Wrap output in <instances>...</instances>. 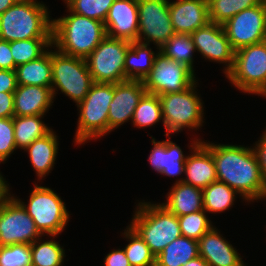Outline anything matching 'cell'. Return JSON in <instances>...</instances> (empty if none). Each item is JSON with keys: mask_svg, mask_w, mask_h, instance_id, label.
Instances as JSON below:
<instances>
[{"mask_svg": "<svg viewBox=\"0 0 266 266\" xmlns=\"http://www.w3.org/2000/svg\"><path fill=\"white\" fill-rule=\"evenodd\" d=\"M201 142L212 153L217 181L237 191L245 201L266 199V185L253 148Z\"/></svg>", "mask_w": 266, "mask_h": 266, "instance_id": "1", "label": "cell"}, {"mask_svg": "<svg viewBox=\"0 0 266 266\" xmlns=\"http://www.w3.org/2000/svg\"><path fill=\"white\" fill-rule=\"evenodd\" d=\"M53 19V48L66 55L86 59L107 36L104 22L72 12Z\"/></svg>", "mask_w": 266, "mask_h": 266, "instance_id": "2", "label": "cell"}, {"mask_svg": "<svg viewBox=\"0 0 266 266\" xmlns=\"http://www.w3.org/2000/svg\"><path fill=\"white\" fill-rule=\"evenodd\" d=\"M48 8L37 0H17L0 14V39L13 42L34 38H52L53 20Z\"/></svg>", "mask_w": 266, "mask_h": 266, "instance_id": "3", "label": "cell"}, {"mask_svg": "<svg viewBox=\"0 0 266 266\" xmlns=\"http://www.w3.org/2000/svg\"><path fill=\"white\" fill-rule=\"evenodd\" d=\"M130 226L140 235L155 257L182 235L178 217L160 203L139 202Z\"/></svg>", "mask_w": 266, "mask_h": 266, "instance_id": "4", "label": "cell"}, {"mask_svg": "<svg viewBox=\"0 0 266 266\" xmlns=\"http://www.w3.org/2000/svg\"><path fill=\"white\" fill-rule=\"evenodd\" d=\"M113 96L114 84L94 82L84 100L77 104L80 114L75 143L81 145L108 133L109 104Z\"/></svg>", "mask_w": 266, "mask_h": 266, "instance_id": "5", "label": "cell"}, {"mask_svg": "<svg viewBox=\"0 0 266 266\" xmlns=\"http://www.w3.org/2000/svg\"><path fill=\"white\" fill-rule=\"evenodd\" d=\"M197 83L195 81L181 92L159 95L166 136L181 132L183 128L202 127L204 109L202 99L195 91Z\"/></svg>", "mask_w": 266, "mask_h": 266, "instance_id": "6", "label": "cell"}, {"mask_svg": "<svg viewBox=\"0 0 266 266\" xmlns=\"http://www.w3.org/2000/svg\"><path fill=\"white\" fill-rule=\"evenodd\" d=\"M225 76L242 92L266 97L265 42L236 50L233 67Z\"/></svg>", "mask_w": 266, "mask_h": 266, "instance_id": "7", "label": "cell"}, {"mask_svg": "<svg viewBox=\"0 0 266 266\" xmlns=\"http://www.w3.org/2000/svg\"><path fill=\"white\" fill-rule=\"evenodd\" d=\"M93 84L85 59L52 50L53 98L56 96V90L59 89L77 105L84 100Z\"/></svg>", "mask_w": 266, "mask_h": 266, "instance_id": "8", "label": "cell"}, {"mask_svg": "<svg viewBox=\"0 0 266 266\" xmlns=\"http://www.w3.org/2000/svg\"><path fill=\"white\" fill-rule=\"evenodd\" d=\"M26 205L17 199L35 222L36 228L43 235L56 237L68 223L69 212L65 203L52 189L34 185Z\"/></svg>", "mask_w": 266, "mask_h": 266, "instance_id": "9", "label": "cell"}, {"mask_svg": "<svg viewBox=\"0 0 266 266\" xmlns=\"http://www.w3.org/2000/svg\"><path fill=\"white\" fill-rule=\"evenodd\" d=\"M130 42L106 36L85 59L94 82L116 84L125 81V55Z\"/></svg>", "mask_w": 266, "mask_h": 266, "instance_id": "10", "label": "cell"}, {"mask_svg": "<svg viewBox=\"0 0 266 266\" xmlns=\"http://www.w3.org/2000/svg\"><path fill=\"white\" fill-rule=\"evenodd\" d=\"M41 236L32 217L16 197L10 196L0 202V246L31 245Z\"/></svg>", "mask_w": 266, "mask_h": 266, "instance_id": "11", "label": "cell"}, {"mask_svg": "<svg viewBox=\"0 0 266 266\" xmlns=\"http://www.w3.org/2000/svg\"><path fill=\"white\" fill-rule=\"evenodd\" d=\"M194 72L182 63H177L158 52L151 72L142 81L147 93L162 95L181 92L195 81Z\"/></svg>", "mask_w": 266, "mask_h": 266, "instance_id": "12", "label": "cell"}, {"mask_svg": "<svg viewBox=\"0 0 266 266\" xmlns=\"http://www.w3.org/2000/svg\"><path fill=\"white\" fill-rule=\"evenodd\" d=\"M137 4V41L148 45L153 42L160 49L175 34L169 14V0H137Z\"/></svg>", "mask_w": 266, "mask_h": 266, "instance_id": "13", "label": "cell"}, {"mask_svg": "<svg viewBox=\"0 0 266 266\" xmlns=\"http://www.w3.org/2000/svg\"><path fill=\"white\" fill-rule=\"evenodd\" d=\"M232 48L236 51L245 46L264 42L266 37V1L244 9L223 24Z\"/></svg>", "mask_w": 266, "mask_h": 266, "instance_id": "14", "label": "cell"}, {"mask_svg": "<svg viewBox=\"0 0 266 266\" xmlns=\"http://www.w3.org/2000/svg\"><path fill=\"white\" fill-rule=\"evenodd\" d=\"M196 51L209 61L225 63V75L234 64L235 50L232 48L223 25L209 22L191 34Z\"/></svg>", "mask_w": 266, "mask_h": 266, "instance_id": "15", "label": "cell"}, {"mask_svg": "<svg viewBox=\"0 0 266 266\" xmlns=\"http://www.w3.org/2000/svg\"><path fill=\"white\" fill-rule=\"evenodd\" d=\"M146 93L140 80H126L114 84V96L109 104L108 133L128 120H132L134 110Z\"/></svg>", "mask_w": 266, "mask_h": 266, "instance_id": "16", "label": "cell"}, {"mask_svg": "<svg viewBox=\"0 0 266 266\" xmlns=\"http://www.w3.org/2000/svg\"><path fill=\"white\" fill-rule=\"evenodd\" d=\"M104 24L108 37L129 42L137 41L139 34L137 0H115Z\"/></svg>", "mask_w": 266, "mask_h": 266, "instance_id": "17", "label": "cell"}, {"mask_svg": "<svg viewBox=\"0 0 266 266\" xmlns=\"http://www.w3.org/2000/svg\"><path fill=\"white\" fill-rule=\"evenodd\" d=\"M199 140L196 138V141H192L190 145L193 153L185 160L186 178H180L176 183L184 182L203 190L212 182L217 181V173L211 151Z\"/></svg>", "mask_w": 266, "mask_h": 266, "instance_id": "18", "label": "cell"}, {"mask_svg": "<svg viewBox=\"0 0 266 266\" xmlns=\"http://www.w3.org/2000/svg\"><path fill=\"white\" fill-rule=\"evenodd\" d=\"M169 14L177 34L191 35L210 22L207 0L169 1Z\"/></svg>", "mask_w": 266, "mask_h": 266, "instance_id": "19", "label": "cell"}, {"mask_svg": "<svg viewBox=\"0 0 266 266\" xmlns=\"http://www.w3.org/2000/svg\"><path fill=\"white\" fill-rule=\"evenodd\" d=\"M212 227L198 240L199 256L209 266H246L237 250Z\"/></svg>", "mask_w": 266, "mask_h": 266, "instance_id": "20", "label": "cell"}, {"mask_svg": "<svg viewBox=\"0 0 266 266\" xmlns=\"http://www.w3.org/2000/svg\"><path fill=\"white\" fill-rule=\"evenodd\" d=\"M53 100L51 87L18 85L14 91V116L45 115Z\"/></svg>", "mask_w": 266, "mask_h": 266, "instance_id": "21", "label": "cell"}, {"mask_svg": "<svg viewBox=\"0 0 266 266\" xmlns=\"http://www.w3.org/2000/svg\"><path fill=\"white\" fill-rule=\"evenodd\" d=\"M152 138L153 149L148 157L152 168L162 175L169 177L184 173L186 157L182 149L170 139L156 141Z\"/></svg>", "mask_w": 266, "mask_h": 266, "instance_id": "22", "label": "cell"}, {"mask_svg": "<svg viewBox=\"0 0 266 266\" xmlns=\"http://www.w3.org/2000/svg\"><path fill=\"white\" fill-rule=\"evenodd\" d=\"M166 197L161 205L177 217L204 210L202 189L184 182L174 183Z\"/></svg>", "mask_w": 266, "mask_h": 266, "instance_id": "23", "label": "cell"}, {"mask_svg": "<svg viewBox=\"0 0 266 266\" xmlns=\"http://www.w3.org/2000/svg\"><path fill=\"white\" fill-rule=\"evenodd\" d=\"M57 137L52 129L48 134L36 139L24 149L28 152L32 167L41 180L54 168L59 145Z\"/></svg>", "mask_w": 266, "mask_h": 266, "instance_id": "24", "label": "cell"}, {"mask_svg": "<svg viewBox=\"0 0 266 266\" xmlns=\"http://www.w3.org/2000/svg\"><path fill=\"white\" fill-rule=\"evenodd\" d=\"M18 85L51 87L52 85V50L38 59L21 64L15 68Z\"/></svg>", "mask_w": 266, "mask_h": 266, "instance_id": "25", "label": "cell"}, {"mask_svg": "<svg viewBox=\"0 0 266 266\" xmlns=\"http://www.w3.org/2000/svg\"><path fill=\"white\" fill-rule=\"evenodd\" d=\"M148 46V44L138 41L130 42V47L125 55V81H143L151 72L157 53L155 54Z\"/></svg>", "mask_w": 266, "mask_h": 266, "instance_id": "26", "label": "cell"}, {"mask_svg": "<svg viewBox=\"0 0 266 266\" xmlns=\"http://www.w3.org/2000/svg\"><path fill=\"white\" fill-rule=\"evenodd\" d=\"M197 256L198 241L181 235L156 256L155 266H183Z\"/></svg>", "mask_w": 266, "mask_h": 266, "instance_id": "27", "label": "cell"}, {"mask_svg": "<svg viewBox=\"0 0 266 266\" xmlns=\"http://www.w3.org/2000/svg\"><path fill=\"white\" fill-rule=\"evenodd\" d=\"M43 116H13L16 148L26 149L33 141L45 136L52 130L42 122Z\"/></svg>", "mask_w": 266, "mask_h": 266, "instance_id": "28", "label": "cell"}, {"mask_svg": "<svg viewBox=\"0 0 266 266\" xmlns=\"http://www.w3.org/2000/svg\"><path fill=\"white\" fill-rule=\"evenodd\" d=\"M203 191V208L206 212H224L234 205L237 191L227 184L215 181L207 186Z\"/></svg>", "mask_w": 266, "mask_h": 266, "instance_id": "29", "label": "cell"}, {"mask_svg": "<svg viewBox=\"0 0 266 266\" xmlns=\"http://www.w3.org/2000/svg\"><path fill=\"white\" fill-rule=\"evenodd\" d=\"M165 57L182 63L194 72L193 53L196 52L191 35L175 33L160 49Z\"/></svg>", "mask_w": 266, "mask_h": 266, "instance_id": "30", "label": "cell"}, {"mask_svg": "<svg viewBox=\"0 0 266 266\" xmlns=\"http://www.w3.org/2000/svg\"><path fill=\"white\" fill-rule=\"evenodd\" d=\"M127 229V230H126ZM124 231V238L129 243L124 247L131 266H155V255L140 235L129 225Z\"/></svg>", "mask_w": 266, "mask_h": 266, "instance_id": "31", "label": "cell"}, {"mask_svg": "<svg viewBox=\"0 0 266 266\" xmlns=\"http://www.w3.org/2000/svg\"><path fill=\"white\" fill-rule=\"evenodd\" d=\"M52 46V38H34L10 42V49L16 66L38 59L47 51L46 49Z\"/></svg>", "mask_w": 266, "mask_h": 266, "instance_id": "32", "label": "cell"}, {"mask_svg": "<svg viewBox=\"0 0 266 266\" xmlns=\"http://www.w3.org/2000/svg\"><path fill=\"white\" fill-rule=\"evenodd\" d=\"M209 20L223 25L244 9L258 5L262 0H207Z\"/></svg>", "mask_w": 266, "mask_h": 266, "instance_id": "33", "label": "cell"}, {"mask_svg": "<svg viewBox=\"0 0 266 266\" xmlns=\"http://www.w3.org/2000/svg\"><path fill=\"white\" fill-rule=\"evenodd\" d=\"M163 122L160 98L156 94L145 93L140 99L133 114V125L138 128L150 127L159 121Z\"/></svg>", "mask_w": 266, "mask_h": 266, "instance_id": "34", "label": "cell"}, {"mask_svg": "<svg viewBox=\"0 0 266 266\" xmlns=\"http://www.w3.org/2000/svg\"><path fill=\"white\" fill-rule=\"evenodd\" d=\"M38 238L31 245L32 266H62L65 250L54 240L44 241ZM41 243H40V242Z\"/></svg>", "mask_w": 266, "mask_h": 266, "instance_id": "35", "label": "cell"}, {"mask_svg": "<svg viewBox=\"0 0 266 266\" xmlns=\"http://www.w3.org/2000/svg\"><path fill=\"white\" fill-rule=\"evenodd\" d=\"M72 12L104 22L115 0H64Z\"/></svg>", "mask_w": 266, "mask_h": 266, "instance_id": "36", "label": "cell"}, {"mask_svg": "<svg viewBox=\"0 0 266 266\" xmlns=\"http://www.w3.org/2000/svg\"><path fill=\"white\" fill-rule=\"evenodd\" d=\"M205 210H200L187 215L179 216V224L182 236L199 240L213 225L206 216Z\"/></svg>", "mask_w": 266, "mask_h": 266, "instance_id": "37", "label": "cell"}, {"mask_svg": "<svg viewBox=\"0 0 266 266\" xmlns=\"http://www.w3.org/2000/svg\"><path fill=\"white\" fill-rule=\"evenodd\" d=\"M0 266H32L30 245L0 246Z\"/></svg>", "mask_w": 266, "mask_h": 266, "instance_id": "38", "label": "cell"}, {"mask_svg": "<svg viewBox=\"0 0 266 266\" xmlns=\"http://www.w3.org/2000/svg\"><path fill=\"white\" fill-rule=\"evenodd\" d=\"M13 117L0 118V163L16 150Z\"/></svg>", "mask_w": 266, "mask_h": 266, "instance_id": "39", "label": "cell"}, {"mask_svg": "<svg viewBox=\"0 0 266 266\" xmlns=\"http://www.w3.org/2000/svg\"><path fill=\"white\" fill-rule=\"evenodd\" d=\"M0 68L3 70H15L16 68L10 49V42L2 39H0Z\"/></svg>", "mask_w": 266, "mask_h": 266, "instance_id": "40", "label": "cell"}, {"mask_svg": "<svg viewBox=\"0 0 266 266\" xmlns=\"http://www.w3.org/2000/svg\"><path fill=\"white\" fill-rule=\"evenodd\" d=\"M15 70H0V92H14L17 88Z\"/></svg>", "mask_w": 266, "mask_h": 266, "instance_id": "41", "label": "cell"}, {"mask_svg": "<svg viewBox=\"0 0 266 266\" xmlns=\"http://www.w3.org/2000/svg\"><path fill=\"white\" fill-rule=\"evenodd\" d=\"M14 116V92H0V118Z\"/></svg>", "mask_w": 266, "mask_h": 266, "instance_id": "42", "label": "cell"}, {"mask_svg": "<svg viewBox=\"0 0 266 266\" xmlns=\"http://www.w3.org/2000/svg\"><path fill=\"white\" fill-rule=\"evenodd\" d=\"M263 135L260 136V140H258L254 145V151L258 158V162L261 168L262 176L266 185V129Z\"/></svg>", "mask_w": 266, "mask_h": 266, "instance_id": "43", "label": "cell"}, {"mask_svg": "<svg viewBox=\"0 0 266 266\" xmlns=\"http://www.w3.org/2000/svg\"><path fill=\"white\" fill-rule=\"evenodd\" d=\"M104 266H131L124 249L113 250L104 258Z\"/></svg>", "mask_w": 266, "mask_h": 266, "instance_id": "44", "label": "cell"}, {"mask_svg": "<svg viewBox=\"0 0 266 266\" xmlns=\"http://www.w3.org/2000/svg\"><path fill=\"white\" fill-rule=\"evenodd\" d=\"M7 184V181H5L0 173V202L11 196L9 193V186Z\"/></svg>", "mask_w": 266, "mask_h": 266, "instance_id": "45", "label": "cell"}, {"mask_svg": "<svg viewBox=\"0 0 266 266\" xmlns=\"http://www.w3.org/2000/svg\"><path fill=\"white\" fill-rule=\"evenodd\" d=\"M183 266H209V265L201 256H197L196 258L190 260Z\"/></svg>", "mask_w": 266, "mask_h": 266, "instance_id": "46", "label": "cell"}, {"mask_svg": "<svg viewBox=\"0 0 266 266\" xmlns=\"http://www.w3.org/2000/svg\"><path fill=\"white\" fill-rule=\"evenodd\" d=\"M17 0H0V14L4 13L8 8L13 6Z\"/></svg>", "mask_w": 266, "mask_h": 266, "instance_id": "47", "label": "cell"}]
</instances>
